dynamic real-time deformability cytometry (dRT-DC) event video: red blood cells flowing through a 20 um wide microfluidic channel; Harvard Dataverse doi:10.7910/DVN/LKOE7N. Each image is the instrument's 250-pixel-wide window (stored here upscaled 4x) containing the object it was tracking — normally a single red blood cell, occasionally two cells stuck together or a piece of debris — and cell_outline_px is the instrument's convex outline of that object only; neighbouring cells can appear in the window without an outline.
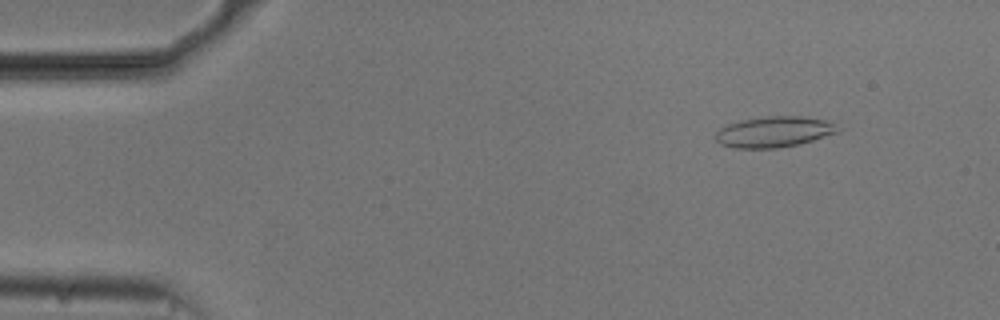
{"species": "common noctule bat (a hibernating species)", "species_latin": "Nyctalus noctula", "temperature_condition": "cold", "stored_images_in_passage": 54, "camera_frame_rate_fps": 3000, "um_per_image_px": 0.085, "animal": {"sex": "male", "body_mass_g": 20.5, "forearm_length_mm": 52.5}, "frame": {"image": 1, "passage_image": 6, "time_ms": 1.667, "image_size_px": [1000, 320], "cell_outline_px": [[840, 132], [812, 140], [796, 144], [776, 148], [732, 148], [720, 144], [716, 140], [716, 132], [720, 128], [728, 124], [740, 120], [768, 116], [800, 116], [824, 120], [832, 124]], "centroid_in_image_um": [65.72, 11.21], "position_along_channel_um": 19.3, "area_um2": 21.62}}
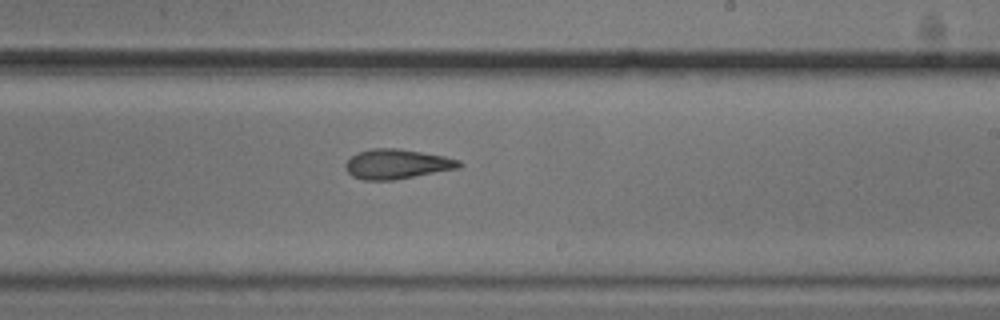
{"frame": {"image": 2, "passage_image": 32, "time_ms": 10.333, "image_size_px": [1000, 320], "cell_outline_px": [[464, 164], [460, 168], [392, 180], [364, 180], [352, 176], [348, 172], [344, 164], [356, 152], [372, 148], [400, 148], [444, 156], [460, 160]], "centroid_in_image_um": [33.75, 13.93], "position_along_channel_um": 255.3, "area_um2": 19.77}}
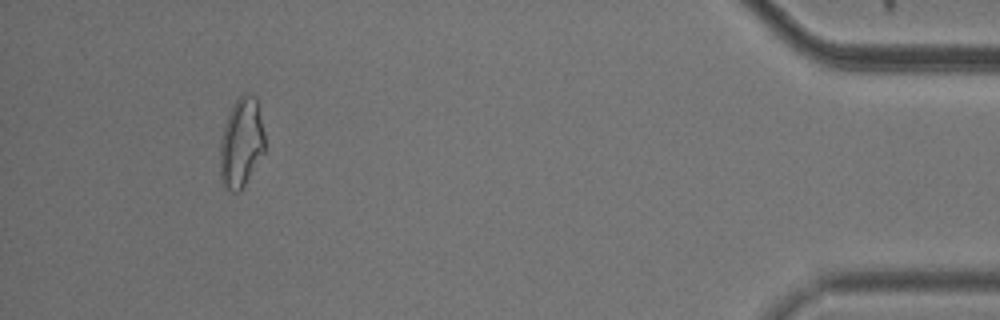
{"frame": {"image": 3, "passage_image": 50, "time_ms": 16.333, "image_size_px": [1000, 320], "cell_outline_px": [[264, 152], [240, 192], [232, 192], [220, 180], [220, 140], [232, 104], [244, 92], [248, 92], [256, 96], [264, 132]], "centroid_in_image_um": [20.51, 12.11], "position_along_channel_um": 414.7, "area_um2": 23.29}, "authors_computed_cell_mechanics": {"area_um2": 20.6635, "velocity_mm_per_s": 3.7298, "shape_relaxation_time_tau1_ms": 5.8201, "shape_relaxation_time_tau2_ms": 3.5573, "deformation_change_tau1": 0.1703, "deformation_change_tau2": 0.1332}}